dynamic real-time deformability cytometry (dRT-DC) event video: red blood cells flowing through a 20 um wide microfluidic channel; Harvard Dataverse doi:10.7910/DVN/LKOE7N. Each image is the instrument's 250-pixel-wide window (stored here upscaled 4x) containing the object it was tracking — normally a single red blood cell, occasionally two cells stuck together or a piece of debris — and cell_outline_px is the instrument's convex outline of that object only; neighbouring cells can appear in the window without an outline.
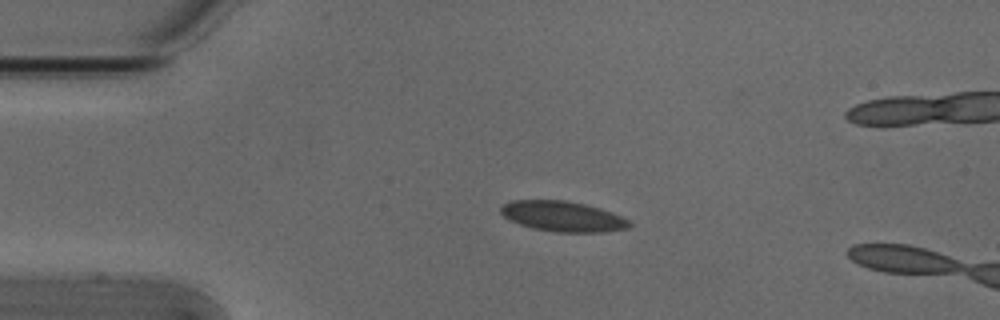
{"species": "Egyptian fruit bat (a non-hibernating species)", "species_latin": "Rousettus aegyptiacus", "temperature_condition": "cold", "stored_images_in_passage": 6, "camera_frame_rate_fps": 3000, "um_per_image_px": 0.085, "animal": {"sex": "male"}, "frame": {"image": 1, "passage_image": 1, "time_ms": 0.0, "image_size_px": [1000, 320], "cell_outline_px": [[632, 224], [628, 228], [604, 232], [556, 232], [532, 228], [508, 220], [500, 212], [500, 208], [504, 204], [512, 200], [564, 200], [584, 204], [600, 208], [620, 216], [628, 220]], "centroid_in_image_um": [47.81, 18.39], "position_along_channel_um": 37.2, "area_um2": 22.66}}